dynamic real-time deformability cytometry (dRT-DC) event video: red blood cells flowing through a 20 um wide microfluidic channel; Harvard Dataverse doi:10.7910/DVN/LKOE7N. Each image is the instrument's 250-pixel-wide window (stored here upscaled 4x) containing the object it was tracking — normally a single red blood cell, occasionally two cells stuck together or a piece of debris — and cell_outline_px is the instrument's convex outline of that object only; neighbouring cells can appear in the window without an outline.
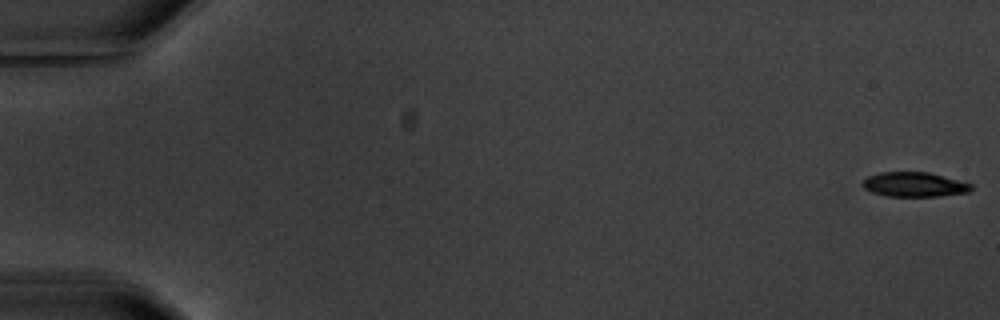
{"species": "common noctule bat (a hibernating species)", "species_latin": "Nyctalus noctula", "temperature_condition": "warm", "stored_images_in_passage": 5, "camera_frame_rate_fps": 3000, "um_per_image_px": 0.085, "animal": {"sex": "male", "body_mass_g": 20.1, "forearm_length_mm": 53.5}, "frame": {"image": 1, "passage_image": 1, "time_ms": 0.0, "image_size_px": [1000, 320], "cell_outline_px": [[972, 188], [968, 192], [940, 196], [888, 196], [872, 192], [864, 188], [864, 180], [868, 176], [880, 172], [928, 172], [972, 184]], "centroid_in_image_um": [77.72, 15.68], "position_along_channel_um": 7.3, "area_um2": 15.32}}